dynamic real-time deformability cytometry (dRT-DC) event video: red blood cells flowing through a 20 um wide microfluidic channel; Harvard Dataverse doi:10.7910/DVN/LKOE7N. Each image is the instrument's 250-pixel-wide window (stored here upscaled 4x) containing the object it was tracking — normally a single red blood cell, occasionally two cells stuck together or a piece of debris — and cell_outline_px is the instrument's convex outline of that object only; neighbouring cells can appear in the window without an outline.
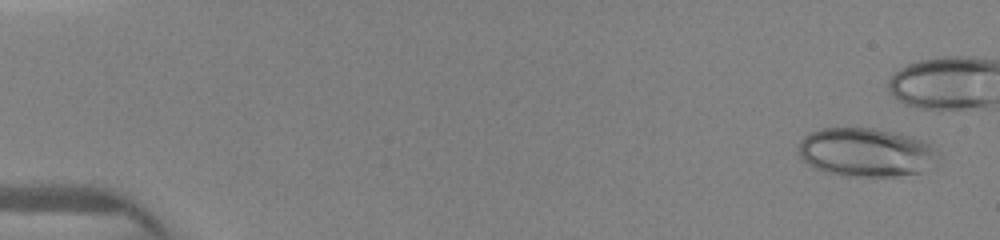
{"species": "human", "species_latin": "Homo sapiens", "temperature_condition": "warm", "stored_images_in_passage": 36, "camera_frame_rate_fps": 3000, "um_per_image_px": 0.085, "donor": {"sex": "female"}, "frame": {"image": 1, "passage_image": 1, "time_ms": 0.0, "image_size_px": [1000, 240], "cell_outline_px": [[940, 160], [920, 172], [896, 176], [852, 176], [828, 172], [816, 168], [808, 164], [800, 156], [800, 140], [804, 136], [820, 128], [872, 128], [912, 136], [924, 140], [940, 152]], "centroid_in_image_um": [73.67, 12.94], "position_along_channel_um": 11.3, "area_um2": 39.54}}
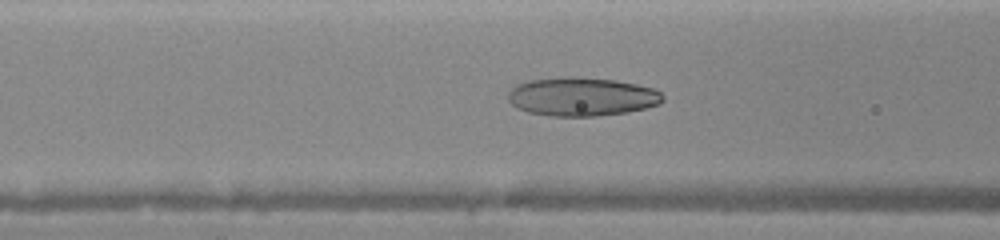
{"frame": {"image": 2, "passage_image": 15, "time_ms": 5.667, "image_size_px": [1000, 240], "cell_outline_px": [[664, 100], [660, 104], [628, 112], [596, 116], [552, 116], [528, 112], [516, 108], [508, 100], [508, 92], [516, 84], [528, 80], [564, 76], [572, 76], [616, 80], [636, 84], [652, 88], [660, 92], [664, 96]], "centroid_in_image_um": [49.43, 8.21], "position_along_channel_um": 117.2, "area_um2": 35.08}}
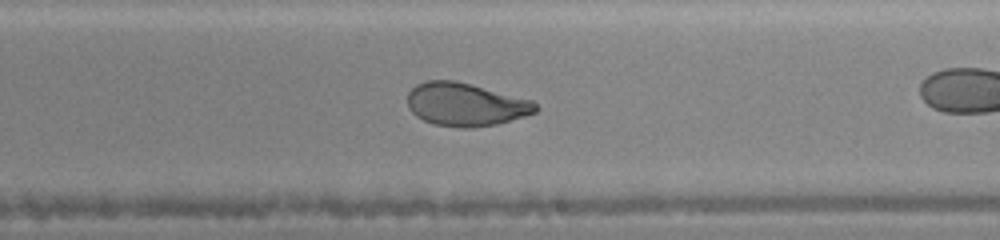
{"frame": {"image": 3, "passage_image": 26, "time_ms": 8.667, "image_size_px": [1000, 240], "cell_outline_px": [[540, 108], [536, 112], [524, 116], [496, 124], [472, 128], [460, 128], [432, 124], [416, 116], [408, 108], [408, 92], [416, 84], [428, 80], [456, 80], [472, 84], [532, 100]], "centroid_in_image_um": [39.56, 8.88], "position_along_channel_um": 249.4, "area_um2": 32.37}}